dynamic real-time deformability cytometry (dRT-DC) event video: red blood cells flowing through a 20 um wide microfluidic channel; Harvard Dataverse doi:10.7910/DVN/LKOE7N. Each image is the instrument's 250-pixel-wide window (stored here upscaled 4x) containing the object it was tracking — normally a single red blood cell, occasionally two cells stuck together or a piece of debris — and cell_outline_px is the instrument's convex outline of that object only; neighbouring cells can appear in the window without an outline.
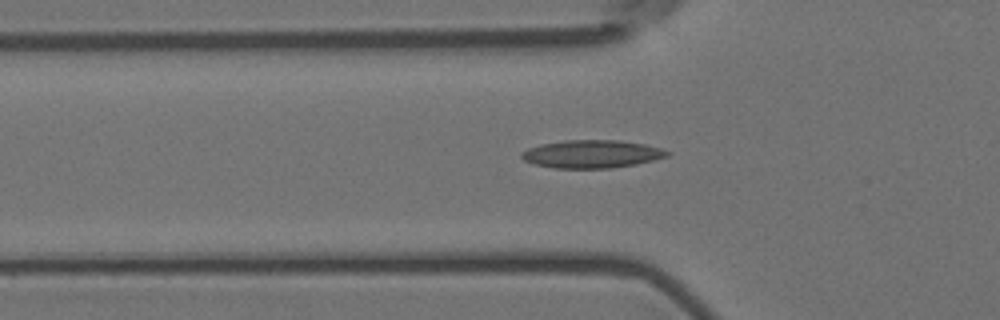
{"species": "Egyptian fruit bat (a non-hibernating species)", "species_latin": "Rousettus aegyptiacus", "temperature_condition": "room temperature", "stored_images_in_passage": 38, "camera_frame_rate_fps": 3000, "um_per_image_px": 0.085, "animal": {"sex": "female"}, "frame": {"image": 1, "passage_image": 5, "time_ms": 1.333, "image_size_px": [1000, 320], "cell_outline_px": [[672, 152], [668, 156], [636, 164], [612, 168], [552, 168], [532, 164], [524, 160], [520, 156], [520, 152], [528, 148], [540, 144], [564, 140], [620, 140], [644, 144], [660, 148]], "centroid_in_image_um": [50.26, 13.09], "position_along_channel_um": 75.5, "area_um2": 23.87}}
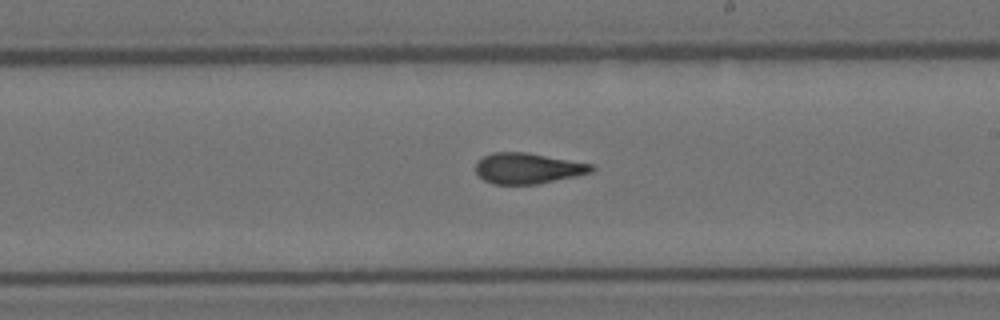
{"frame": {"image": 2, "passage_image": 19, "time_ms": 6.0, "image_size_px": [1000, 320], "cell_outline_px": [[596, 168], [592, 172], [576, 176], [536, 184], [492, 184], [484, 180], [476, 172], [476, 160], [492, 152], [528, 152], [596, 164]], "centroid_in_image_um": [44.9, 14.29], "position_along_channel_um": 244.1, "area_um2": 21.04}}
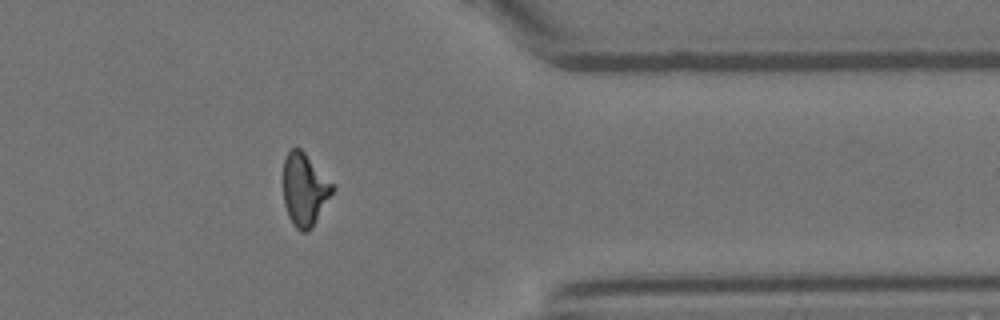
{"frame": {"image": 3, "passage_image": 32, "time_ms": 10.333, "image_size_px": [1000, 320], "cell_outline_px": [[336, 188], [312, 228], [308, 232], [300, 232], [292, 224], [288, 216], [284, 204], [284, 156], [292, 148], [300, 148], [336, 184]], "centroid_in_image_um": [25.92, 16.12], "position_along_channel_um": 385.5, "area_um2": 21.21}}